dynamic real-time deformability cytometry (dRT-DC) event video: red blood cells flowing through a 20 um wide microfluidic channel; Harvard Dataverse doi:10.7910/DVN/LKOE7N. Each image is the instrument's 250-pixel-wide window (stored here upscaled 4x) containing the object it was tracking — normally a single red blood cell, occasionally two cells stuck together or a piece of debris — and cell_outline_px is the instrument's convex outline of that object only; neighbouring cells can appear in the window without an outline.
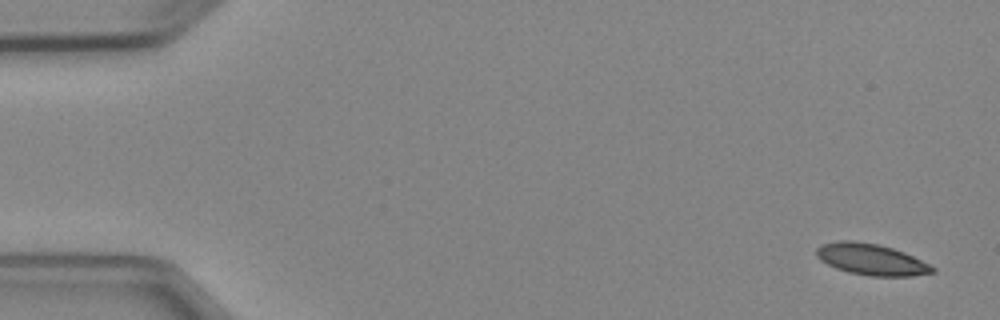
{"species": "Egyptian fruit bat (a non-hibernating species)", "species_latin": "Rousettus aegyptiacus", "temperature_condition": "cold", "stored_images_in_passage": 7, "camera_frame_rate_fps": 3000, "um_per_image_px": 0.085, "animal": {"sex": "female"}, "frame": {"image": 1, "passage_image": 1, "time_ms": 0.0, "image_size_px": [1000, 320], "cell_outline_px": [[936, 272], [912, 276], [868, 276], [848, 272], [836, 268], [820, 260], [816, 256], [816, 248], [820, 244], [840, 240], [852, 240], [880, 244], [904, 252], [936, 268]], "centroid_in_image_um": [74.03, 22.04], "position_along_channel_um": 11.0, "area_um2": 21.27}}
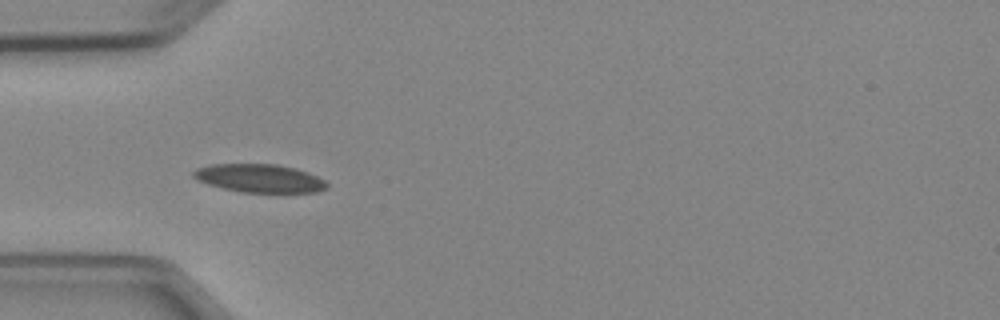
{"frame": {"image": 2, "passage_image": 5, "time_ms": 4.667, "image_size_px": [1000, 320], "cell_outline_px": [[328, 188], [316, 192], [240, 192], [208, 184], [192, 176], [192, 172], [196, 168], [212, 164], [276, 164], [296, 168], [308, 172], [324, 180], [328, 184]], "centroid_in_image_um": [22.07, 15.15], "position_along_channel_um": 62.9, "area_um2": 21.91}}
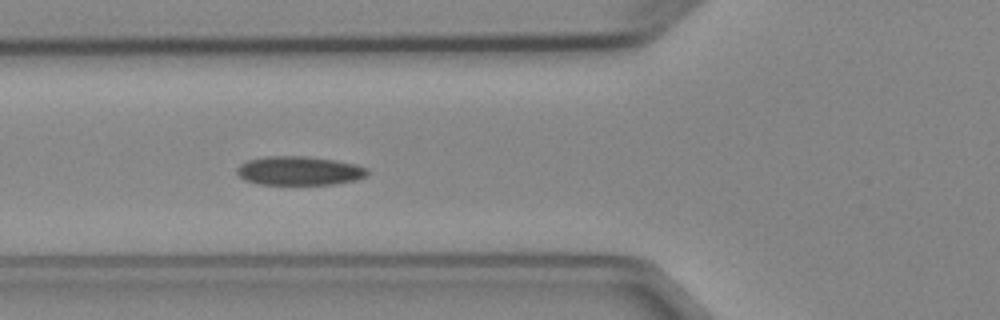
{"frame": {"image": 3, "passage_image": 6, "time_ms": 5.667, "image_size_px": [1000, 320], "cell_outline_px": [[368, 176], [356, 180], [332, 184], [260, 184], [244, 180], [236, 172], [236, 168], [240, 164], [248, 160], [268, 156], [308, 156], [336, 160], [356, 164], [368, 168]], "centroid_in_image_um": [25.46, 14.51], "position_along_channel_um": 100.3, "area_um2": 22.08}}